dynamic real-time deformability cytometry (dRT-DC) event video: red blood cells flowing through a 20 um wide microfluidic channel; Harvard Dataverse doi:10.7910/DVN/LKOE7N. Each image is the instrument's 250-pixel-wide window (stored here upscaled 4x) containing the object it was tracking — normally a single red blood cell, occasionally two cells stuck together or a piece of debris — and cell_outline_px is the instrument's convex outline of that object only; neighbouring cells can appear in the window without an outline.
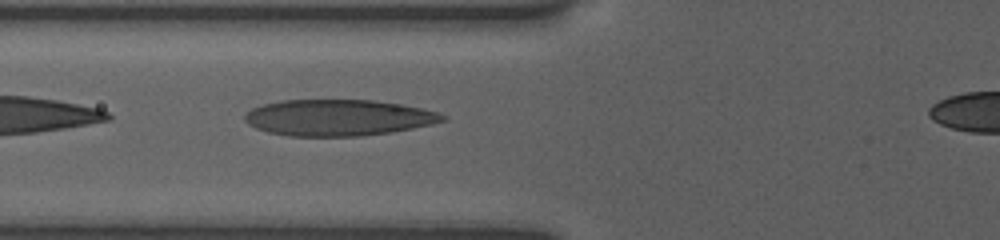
{"species": "human", "species_latin": "Homo sapiens", "temperature_condition": "room temperature", "stored_images_in_passage": 3, "segment_of_instrument_passage": [1, 2], "camera_frame_rate_fps": 3000, "um_per_image_px": 0.085, "donor": {"sex": "female"}, "frame": {"image": 1, "passage_image": 2, "time_ms": 1.0, "image_size_px": [1000, 240], "cell_outline_px": [[448, 120], [432, 124], [392, 132], [360, 136], [288, 136], [268, 132], [256, 128], [248, 124], [244, 120], [244, 116], [252, 108], [264, 104], [280, 100], [372, 100], [400, 104], [420, 108], [436, 112], [448, 116]], "centroid_in_image_um": [28.75, 10.0], "position_along_channel_um": 97.0, "area_um2": 41.79}}